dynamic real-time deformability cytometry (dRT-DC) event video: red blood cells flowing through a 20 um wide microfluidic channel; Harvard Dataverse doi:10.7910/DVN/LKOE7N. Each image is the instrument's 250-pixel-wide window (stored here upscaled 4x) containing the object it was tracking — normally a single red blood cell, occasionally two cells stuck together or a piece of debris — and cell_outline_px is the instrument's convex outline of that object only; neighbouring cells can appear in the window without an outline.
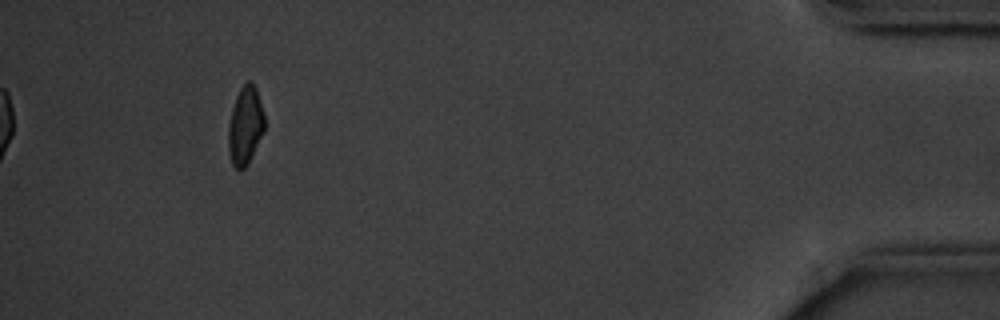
{"species": "common noctule bat (a hibernating species)", "species_latin": "Nyctalus noctula", "temperature_condition": "cold", "stored_images_in_passage": 11, "camera_frame_rate_fps": 3000, "um_per_image_px": 0.085, "animal": {"sex": "male", "body_mass_g": 20.1, "forearm_length_mm": 53.5}, "frame": {"image": 1, "passage_image": 10, "time_ms": 11.667, "image_size_px": [1000, 320], "cell_outline_px": [[264, 132], [248, 164], [240, 172], [232, 164], [228, 152], [228, 124], [232, 108], [236, 96], [240, 88], [248, 80], [252, 80], [256, 88], [264, 112]], "centroid_in_image_um": [20.84, 10.68], "position_along_channel_um": 414.4, "area_um2": 16.76}, "authors_computed_cell_mechanics": {"area_um2": 18.0914, "velocity_mm_per_s": 3.5833, "shape_relaxation_time_tau1_ms": 2.7584, "shape_relaxation_time_tau2_ms": null, "deformation_change_tau1": 0.0816, "deformation_change_tau2": null}}